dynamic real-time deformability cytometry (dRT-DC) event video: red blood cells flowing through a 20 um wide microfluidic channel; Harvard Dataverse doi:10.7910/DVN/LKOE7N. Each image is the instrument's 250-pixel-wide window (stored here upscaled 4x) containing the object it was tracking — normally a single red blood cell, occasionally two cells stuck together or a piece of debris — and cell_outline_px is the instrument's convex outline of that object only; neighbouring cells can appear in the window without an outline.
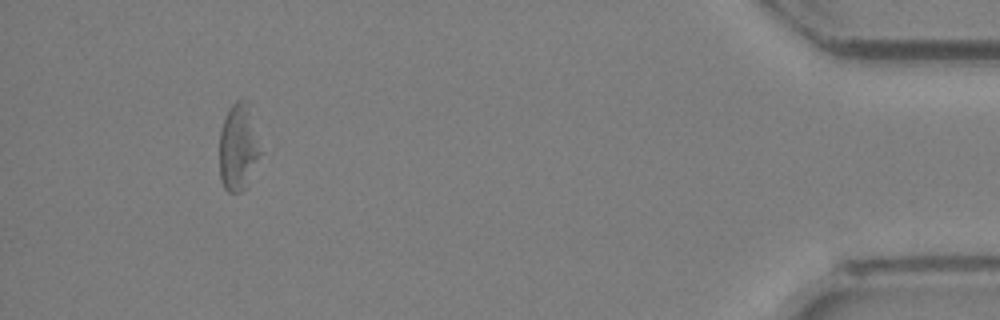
{"species": "Egyptian fruit bat (a non-hibernating species)", "species_latin": "Rousettus aegyptiacus", "temperature_condition": "room temperature", "stored_images_in_passage": 28, "camera_frame_rate_fps": 3000, "um_per_image_px": 0.085, "animal": {"sex": "female"}, "frame": {"image": 1, "passage_image": 28, "time_ms": 9.0, "image_size_px": [1000, 320], "cell_outline_px": [[260, 152], [244, 188], [240, 192], [228, 192], [224, 188], [220, 180], [220, 132], [224, 120], [232, 104], [236, 100], [248, 100]], "centroid_in_image_um": [20.21, 12.5], "position_along_channel_um": 415.0, "area_um2": 19.94}}